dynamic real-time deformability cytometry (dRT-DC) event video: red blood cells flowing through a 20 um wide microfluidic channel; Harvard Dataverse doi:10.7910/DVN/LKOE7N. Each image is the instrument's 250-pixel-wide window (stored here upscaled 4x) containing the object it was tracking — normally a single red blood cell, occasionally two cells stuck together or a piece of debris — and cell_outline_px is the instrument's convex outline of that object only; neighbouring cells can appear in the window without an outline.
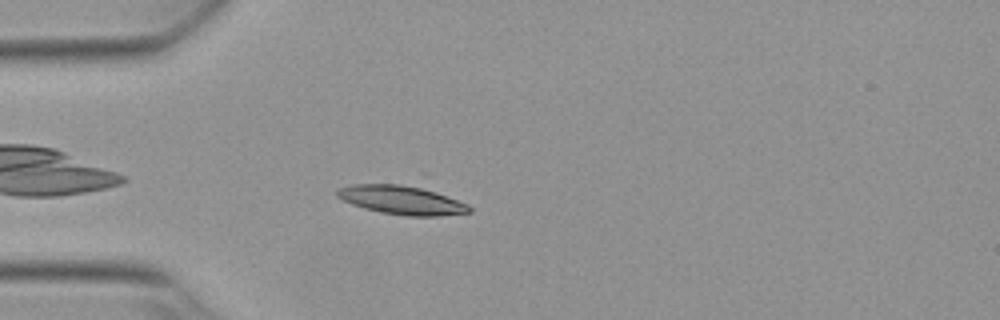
{"species": "Egyptian fruit bat (a non-hibernating species)", "species_latin": "Rousettus aegyptiacus", "temperature_condition": "warm", "stored_images_in_passage": 44, "camera_frame_rate_fps": 3000, "um_per_image_px": 0.085, "animal": {"sex": "female"}, "frame": {"image": 1, "passage_image": 5, "time_ms": 1.333, "image_size_px": [1000, 320], "cell_outline_px": [[472, 212], [440, 216], [408, 216], [380, 212], [364, 208], [352, 204], [336, 196], [336, 188], [352, 184], [400, 184], [420, 188], [436, 192], [468, 204], [472, 208]], "centroid_in_image_um": [34.13, 17.01], "position_along_channel_um": 50.9, "area_um2": 22.08}}
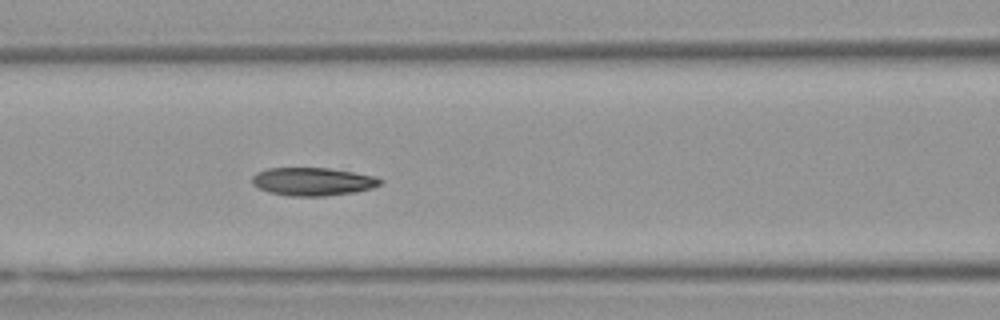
{"frame": {"image": 2, "passage_image": 13, "time_ms": 4.0, "image_size_px": [1000, 320], "cell_outline_px": [[384, 180], [380, 184], [372, 188], [356, 192], [324, 196], [288, 196], [268, 192], [252, 184], [252, 176], [256, 172], [268, 168], [328, 168], [376, 176]], "centroid_in_image_um": [26.58, 15.43], "position_along_channel_um": 140.0, "area_um2": 21.04}}
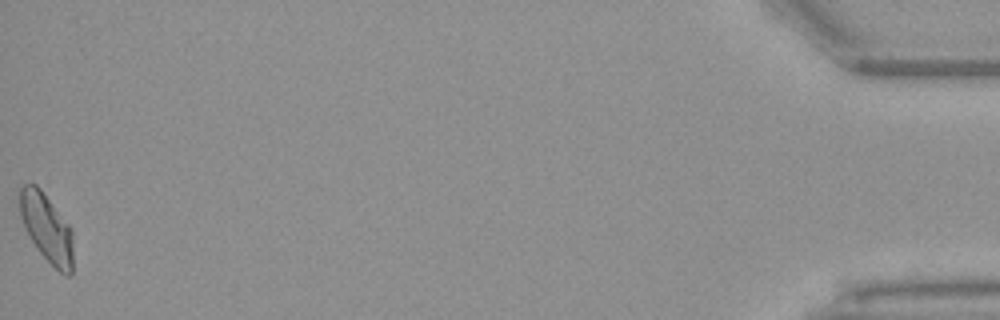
{"frame": {"image": 3, "passage_image": 44, "time_ms": 14.333, "image_size_px": [1000, 320], "cell_outline_px": [[72, 276], [68, 276], [60, 272], [36, 248], [24, 228], [20, 216], [20, 184], [36, 184], [40, 188], [72, 228]], "centroid_in_image_um": [3.96, 19.36], "position_along_channel_um": 431.2, "area_um2": 21.21}, "authors_computed_cell_mechanics": {"area_um2": 20.8658, "velocity_mm_per_s": 3.7907, "shape_relaxation_time_tau1_ms": 8.6622, "shape_relaxation_time_tau2_ms": 2.5719, "deformation_change_tau1": 0.2105, "deformation_change_tau2": 0.0799}}